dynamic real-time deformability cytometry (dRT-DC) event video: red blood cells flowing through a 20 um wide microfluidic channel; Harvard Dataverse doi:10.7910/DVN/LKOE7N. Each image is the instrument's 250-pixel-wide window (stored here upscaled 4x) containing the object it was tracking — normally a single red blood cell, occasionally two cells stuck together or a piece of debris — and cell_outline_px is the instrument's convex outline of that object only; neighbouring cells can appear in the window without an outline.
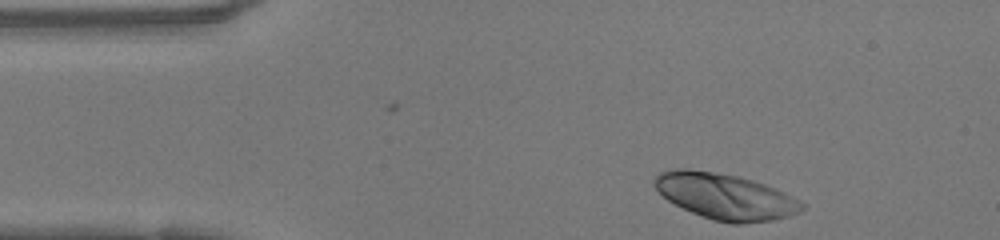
{"species": "human", "species_latin": "Homo sapiens", "temperature_condition": "warm", "stored_images_in_passage": 34, "camera_frame_rate_fps": 3000, "um_per_image_px": 0.085, "donor": {"sex": "female"}, "frame": {"image": 1, "passage_image": 1, "time_ms": 0.0, "image_size_px": [1000, 240], "cell_outline_px": [[804, 208], [800, 212], [788, 216], [772, 220], [740, 224], [732, 224], [712, 220], [692, 212], [668, 200], [652, 184], [652, 180], [660, 172], [676, 168], [688, 168], [736, 176], [752, 180], [776, 188], [800, 200], [804, 204]], "centroid_in_image_um": [61.65, 16.7], "position_along_channel_um": 23.4, "area_um2": 39.3}}
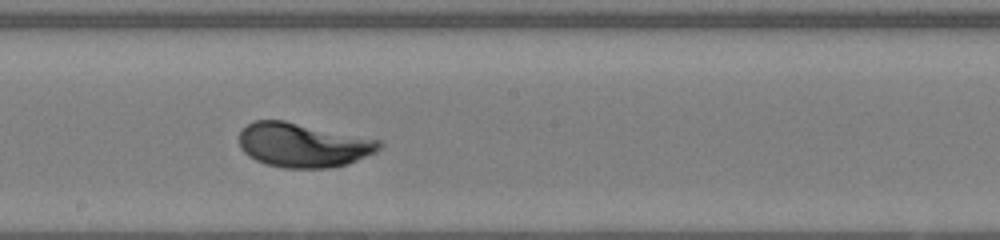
{"frame": {"image": 2, "passage_image": 20, "time_ms": 6.333, "image_size_px": [1000, 240], "cell_outline_px": [[384, 144], [376, 152], [348, 164], [328, 168], [284, 168], [268, 164], [256, 160], [248, 156], [240, 148], [240, 132], [252, 120], [284, 120], [380, 140]], "centroid_in_image_um": [25.77, 12.33], "position_along_channel_um": 222.4, "area_um2": 36.13}}
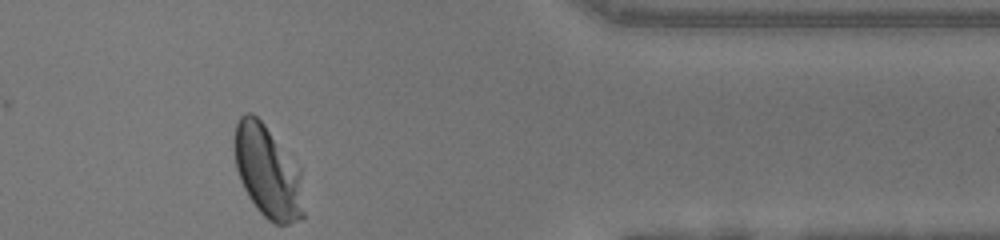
{"frame": {"image": 3, "passage_image": 34, "time_ms": 11.0, "image_size_px": [1000, 240], "cell_outline_px": [[304, 216], [300, 220], [288, 224], [276, 224], [268, 220], [256, 208], [248, 196], [240, 180], [236, 168], [236, 124], [240, 116], [244, 112], [252, 112], [264, 124], [300, 168], [304, 212]], "centroid_in_image_um": [22.77, 14.63], "position_along_channel_um": 388.6, "area_um2": 36.99}, "authors_computed_cell_mechanics": {"area_um2": 36.5585, "velocity_mm_per_s": 4.1328, "shape_relaxation_time_tau1_ms": 2.3785, "shape_relaxation_time_tau2_ms": null, "deformation_change_tau1": 0.1769, "deformation_change_tau2": null}}